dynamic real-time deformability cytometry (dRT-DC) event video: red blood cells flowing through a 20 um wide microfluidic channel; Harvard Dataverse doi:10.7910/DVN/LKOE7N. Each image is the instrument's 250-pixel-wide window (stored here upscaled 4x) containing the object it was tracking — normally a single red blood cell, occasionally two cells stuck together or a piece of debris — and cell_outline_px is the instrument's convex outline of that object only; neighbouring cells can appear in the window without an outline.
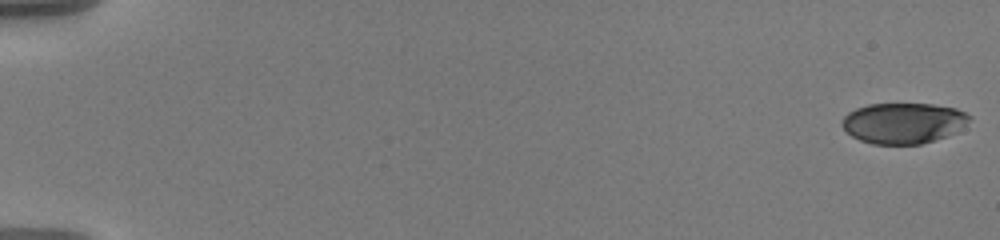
{"species": "human", "species_latin": "Homo sapiens", "temperature_condition": "warm", "stored_images_in_passage": 58, "camera_frame_rate_fps": 3000, "um_per_image_px": 0.085, "donor": {"sex": "male"}, "frame": {"image": 1, "passage_image": 1, "time_ms": 0.0, "image_size_px": [1000, 240], "cell_outline_px": [[972, 116], [964, 124], [952, 132], [944, 136], [920, 144], [872, 144], [860, 140], [852, 136], [840, 124], [844, 116], [848, 112], [856, 108], [868, 104], [932, 104], [956, 108]], "centroid_in_image_um": [76.72, 10.45], "position_along_channel_um": 8.3, "area_um2": 29.82}}
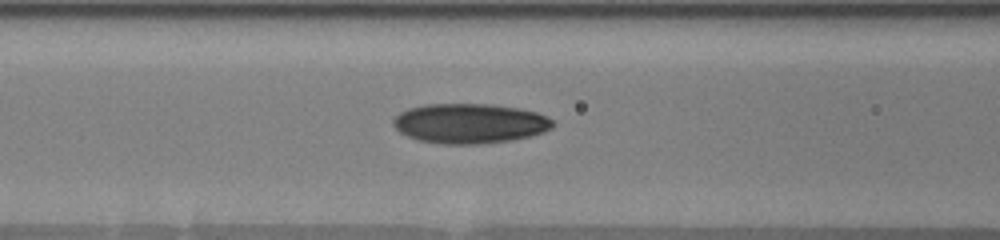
{"frame": {"image": 2, "passage_image": 26, "time_ms": 8.333, "image_size_px": [1000, 240], "cell_outline_px": [[556, 124], [552, 128], [544, 132], [512, 140], [480, 144], [440, 144], [420, 140], [408, 136], [400, 132], [392, 124], [392, 120], [400, 112], [408, 108], [424, 104], [492, 104], [520, 108], [536, 112], [552, 120]], "centroid_in_image_um": [39.92, 10.49], "position_along_channel_um": 126.7, "area_um2": 37.17}}
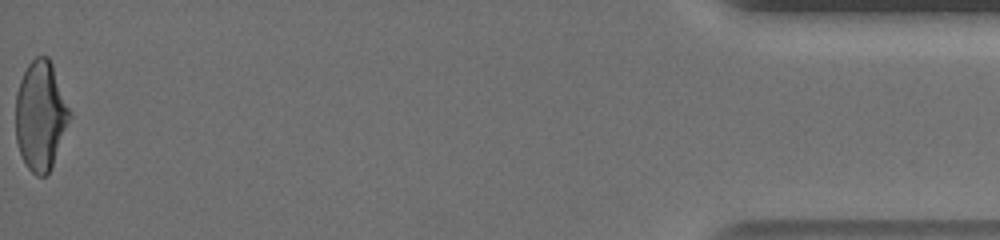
{"frame": {"image": 3, "passage_image": 58, "time_ms": 19.0, "image_size_px": [1000, 240], "cell_outline_px": [[72, 116], [52, 164], [48, 172], [44, 176], [36, 176], [28, 168], [20, 152], [16, 140], [16, 92], [20, 80], [28, 64], [36, 56], [48, 56], [52, 64]], "centroid_in_image_um": [3.44, 9.81], "position_along_channel_um": 431.8, "area_um2": 33.99}, "authors_computed_cell_mechanics": {"area_um2": 34.2754, "velocity_mm_per_s": 3.6335, "shape_relaxation_time_tau1_ms": 4.9225, "shape_relaxation_time_tau2_ms": 1.5149, "deformation_change_tau1": 0.1759, "deformation_change_tau2": 0.0644}}